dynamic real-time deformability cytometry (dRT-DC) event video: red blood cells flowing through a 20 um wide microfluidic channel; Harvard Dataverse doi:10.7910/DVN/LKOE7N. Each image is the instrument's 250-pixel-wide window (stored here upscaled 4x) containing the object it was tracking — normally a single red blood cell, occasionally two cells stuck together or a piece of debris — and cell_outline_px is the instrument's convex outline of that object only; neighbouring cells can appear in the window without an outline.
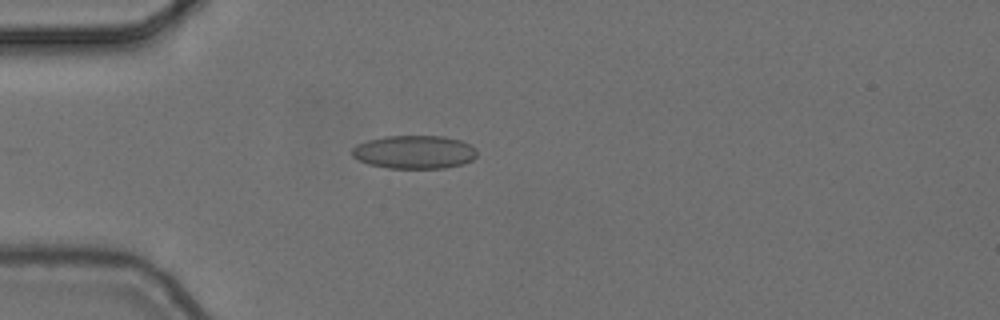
{"species": "common noctule bat (a hibernating species)", "species_latin": "Nyctalus noctula", "temperature_condition": "cold", "stored_images_in_passage": 3, "camera_frame_rate_fps": 3000, "um_per_image_px": 0.085, "animal": {"sex": "female", "body_mass_g": 24.6, "forearm_length_mm": 56.2}, "frame": {"image": 1, "passage_image": 3, "time_ms": 0.667, "image_size_px": [1000, 320], "cell_outline_px": [[476, 156], [472, 160], [460, 164], [444, 168], [388, 168], [368, 164], [352, 156], [352, 148], [356, 144], [368, 140], [384, 136], [444, 136], [460, 140], [472, 144], [476, 148]], "centroid_in_image_um": [35.22, 12.91], "position_along_channel_um": 49.8, "area_um2": 24.33}}